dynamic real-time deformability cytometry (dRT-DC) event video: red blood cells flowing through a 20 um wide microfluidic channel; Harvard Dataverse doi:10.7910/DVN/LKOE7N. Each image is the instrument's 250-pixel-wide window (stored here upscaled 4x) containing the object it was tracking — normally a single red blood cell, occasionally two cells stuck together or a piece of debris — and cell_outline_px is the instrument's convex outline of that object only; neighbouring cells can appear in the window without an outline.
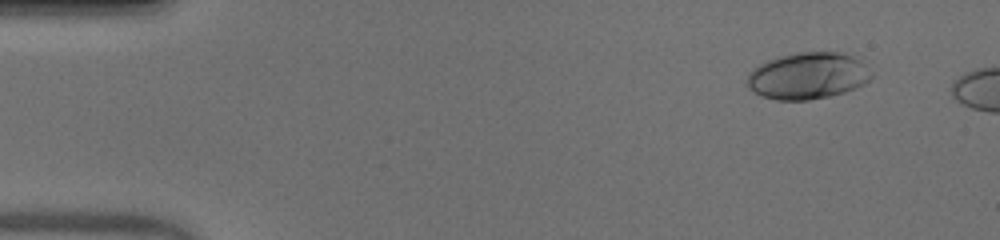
{"species": "human", "species_latin": "Homo sapiens", "temperature_condition": "warm", "stored_images_in_passage": 7, "camera_frame_rate_fps": 3000, "um_per_image_px": 0.085, "donor": {"sex": "male"}, "frame": {"image": 1, "passage_image": 1, "time_ms": 0.0, "image_size_px": [1000, 240], "cell_outline_px": [[872, 76], [864, 84], [856, 88], [844, 92], [828, 96], [808, 100], [776, 100], [764, 96], [748, 88], [748, 72], [760, 64], [768, 60], [780, 56], [796, 52], [840, 52], [852, 56], [860, 60], [872, 72]], "centroid_in_image_um": [68.68, 6.44], "position_along_channel_um": 16.3, "area_um2": 33.64}}